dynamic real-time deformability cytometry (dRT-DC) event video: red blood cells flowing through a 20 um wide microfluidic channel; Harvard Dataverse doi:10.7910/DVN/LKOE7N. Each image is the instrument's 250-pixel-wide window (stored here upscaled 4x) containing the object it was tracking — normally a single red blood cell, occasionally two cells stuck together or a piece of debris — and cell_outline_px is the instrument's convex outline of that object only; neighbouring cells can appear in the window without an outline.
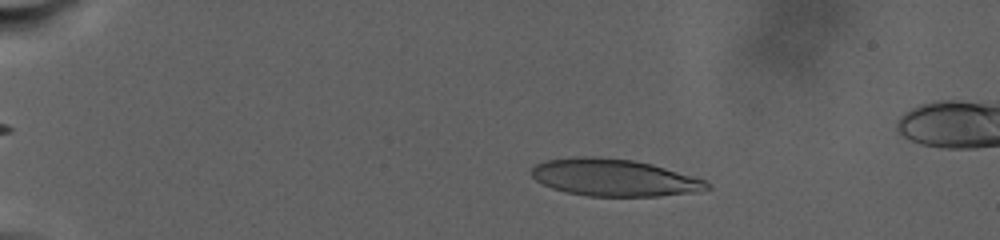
{"species": "human", "species_latin": "Homo sapiens", "temperature_condition": "warm", "stored_images_in_passage": 21, "camera_frame_rate_fps": 3000, "um_per_image_px": 0.085, "donor": {"sex": "male"}, "frame": {"image": 1, "passage_image": 8, "time_ms": 5.667, "image_size_px": [1000, 240], "cell_outline_px": [[712, 188], [696, 192], [660, 196], [588, 196], [564, 192], [552, 188], [536, 180], [532, 176], [532, 168], [536, 164], [544, 160], [572, 156], [596, 156], [632, 160], [652, 164], [692, 176], [704, 180], [712, 184]], "centroid_in_image_um": [52.18, 15.09], "position_along_channel_um": 32.8, "area_um2": 38.15}}
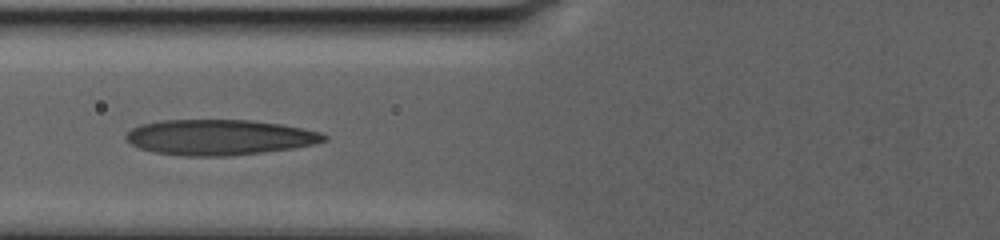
{"frame": {"image": 2, "passage_image": 17, "time_ms": 12.667, "image_size_px": [1000, 240], "cell_outline_px": [[328, 140], [312, 144], [292, 148], [232, 156], [188, 156], [152, 152], [140, 148], [132, 144], [124, 136], [132, 128], [140, 124], [160, 120], [252, 120], [280, 124], [320, 132], [328, 136]], "centroid_in_image_um": [18.63, 11.67], "position_along_channel_um": 107.2, "area_um2": 40.86}}
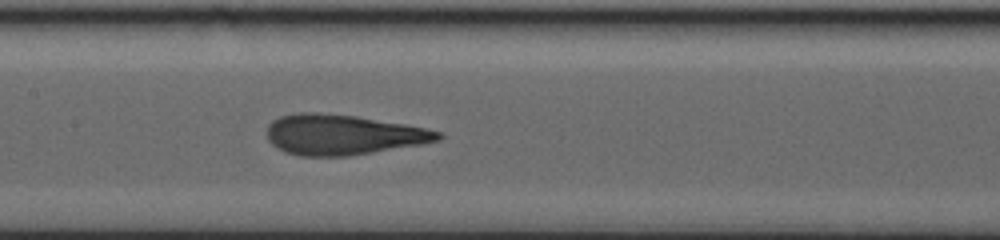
{"frame": {"image": 3, "passage_image": 21, "time_ms": 15.667, "image_size_px": [1000, 240], "cell_outline_px": [[444, 136], [440, 140], [424, 144], [348, 156], [300, 156], [284, 152], [276, 148], [268, 140], [268, 124], [272, 120], [280, 116], [300, 112], [316, 112], [356, 116], [404, 124], [444, 132]], "centroid_in_image_um": [29.15, 11.45], "position_along_channel_um": 178.3, "area_um2": 40.34}}